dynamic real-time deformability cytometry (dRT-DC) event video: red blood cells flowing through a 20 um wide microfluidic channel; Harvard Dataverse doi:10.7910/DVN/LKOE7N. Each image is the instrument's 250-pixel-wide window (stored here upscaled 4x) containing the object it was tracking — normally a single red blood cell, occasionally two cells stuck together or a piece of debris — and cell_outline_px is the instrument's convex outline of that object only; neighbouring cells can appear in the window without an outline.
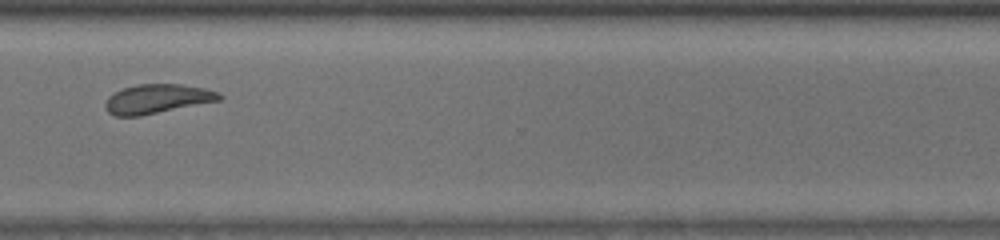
{"species": "common noctule bat (a hibernating species)", "species_latin": "Nyctalus noctula", "temperature_condition": "room temperature", "stored_images_in_passage": 33, "camera_frame_rate_fps": 3000, "um_per_image_px": 0.085, "animal": {"sex": "male", "body_mass_g": 13.0, "forearm_length_mm": 53.1}, "frame": {"image": 1, "passage_image": 24, "time_ms": 7.667, "image_size_px": [1000, 240], "cell_outline_px": [[224, 96], [220, 100], [140, 116], [116, 116], [108, 112], [104, 104], [108, 96], [124, 88], [136, 84], [180, 84], [204, 88], [220, 92]], "centroid_in_image_um": [13.37, 8.4], "position_along_channel_um": 357.2, "area_um2": 19.36}}